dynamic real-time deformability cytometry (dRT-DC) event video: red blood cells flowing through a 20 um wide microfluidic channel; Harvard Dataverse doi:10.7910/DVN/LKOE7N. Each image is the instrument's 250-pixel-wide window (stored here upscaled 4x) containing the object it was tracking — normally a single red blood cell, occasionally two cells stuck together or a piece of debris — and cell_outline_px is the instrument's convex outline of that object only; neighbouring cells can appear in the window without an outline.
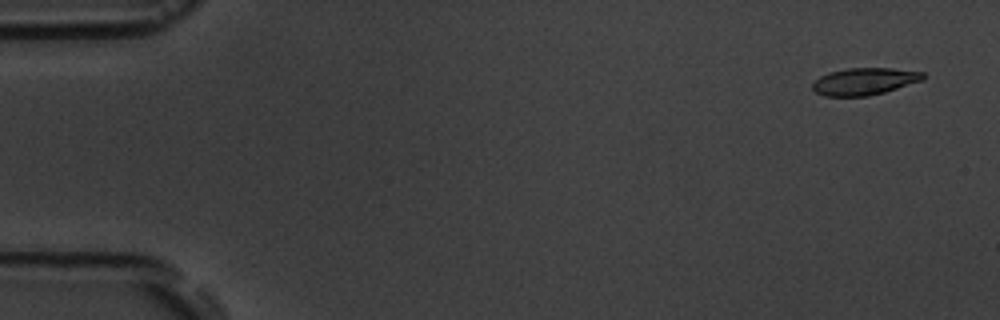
{"species": "common noctule bat (a hibernating species)", "species_latin": "Nyctalus noctula", "temperature_condition": "room temperature", "stored_images_in_passage": 6, "camera_frame_rate_fps": 3000, "um_per_image_px": 0.085, "animal": {"sex": "male", "body_mass_g": 19.5, "forearm_length_mm": 54.6}, "frame": {"image": 1, "passage_image": 1, "time_ms": 0.0, "image_size_px": [1000, 320], "cell_outline_px": [[928, 76], [924, 80], [884, 92], [868, 96], [824, 96], [816, 92], [812, 88], [812, 84], [820, 76], [828, 72], [848, 68], [892, 68], [924, 72]], "centroid_in_image_um": [73.51, 6.91], "position_along_channel_um": 11.5, "area_um2": 17.57}}
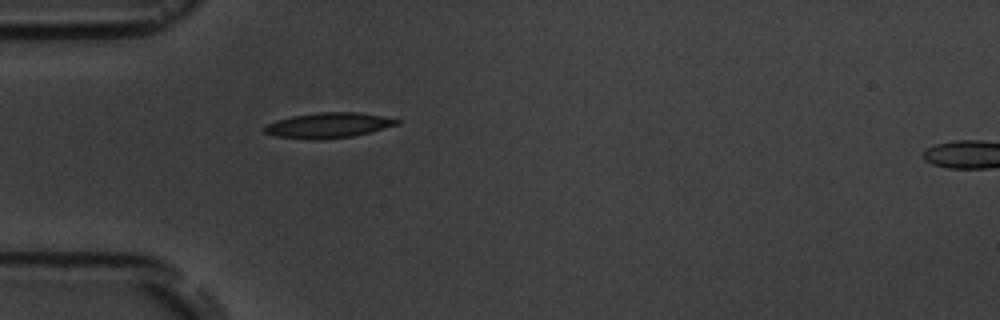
{"frame": {"image": 2, "passage_image": 5, "time_ms": 4.667, "image_size_px": [1000, 320], "cell_outline_px": [[400, 124], [352, 136], [320, 140], [276, 136], [264, 132], [264, 128], [268, 124], [276, 120], [292, 116], [316, 112], [360, 112], [384, 116], [400, 120]], "centroid_in_image_um": [27.93, 10.64], "position_along_channel_um": 57.1, "area_um2": 19.36}}